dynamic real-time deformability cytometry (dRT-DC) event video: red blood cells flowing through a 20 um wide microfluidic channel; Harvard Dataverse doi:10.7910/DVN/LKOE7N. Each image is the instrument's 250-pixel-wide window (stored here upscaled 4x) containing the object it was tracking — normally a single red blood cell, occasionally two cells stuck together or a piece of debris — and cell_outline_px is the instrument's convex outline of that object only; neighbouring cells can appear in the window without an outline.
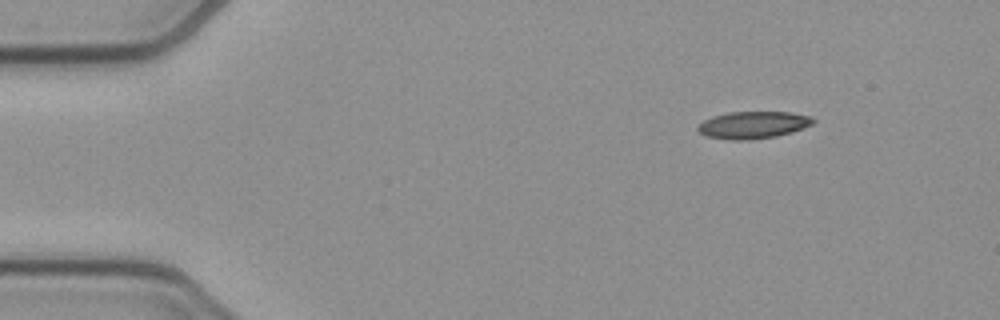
{"species": "common noctule bat (a hibernating species)", "species_latin": "Nyctalus noctula", "temperature_condition": "cold", "stored_images_in_passage": 47, "camera_frame_rate_fps": 3000, "um_per_image_px": 0.085, "animal": {"sex": "female", "body_mass_g": 21.9}, "frame": {"image": 1, "passage_image": 1, "time_ms": 0.0, "image_size_px": [1000, 320], "cell_outline_px": [[816, 120], [812, 124], [804, 128], [792, 132], [776, 136], [748, 140], [732, 140], [708, 136], [700, 132], [696, 128], [704, 120], [712, 116], [728, 112], [792, 112], [812, 116]], "centroid_in_image_um": [64.05, 10.61], "position_along_channel_um": 20.9, "area_um2": 18.26}}
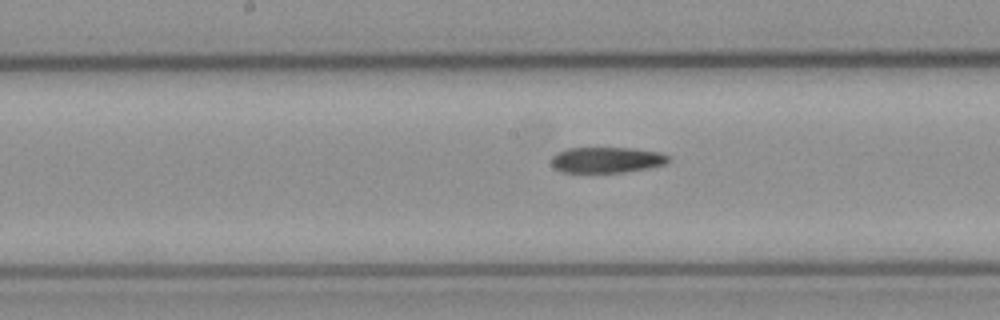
{"frame": {"image": 2, "passage_image": 21, "time_ms": 6.667, "image_size_px": [1000, 320], "cell_outline_px": [[668, 164], [648, 168], [624, 172], [560, 172], [552, 164], [552, 156], [568, 148], [632, 148], [660, 152], [668, 156]], "centroid_in_image_um": [51.6, 13.59], "position_along_channel_um": 196.6, "area_um2": 17.46}}
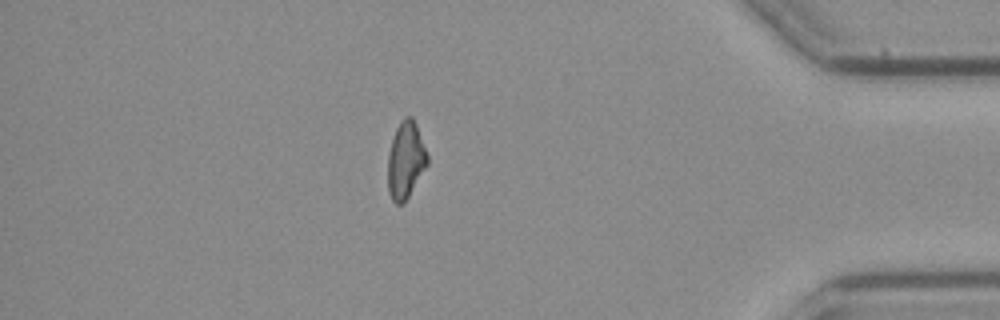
{"frame": {"image": 3, "passage_image": 40, "time_ms": 13.0, "image_size_px": [1000, 320], "cell_outline_px": [[428, 164], [404, 204], [396, 204], [392, 200], [388, 192], [388, 156], [392, 140], [396, 128], [400, 120], [404, 116], [412, 116], [416, 124], [428, 156]], "centroid_in_image_um": [34.48, 13.62], "position_along_channel_um": 400.7, "area_um2": 17.74}, "authors_computed_cell_mechanics": {"area_um2": 18.496, "velocity_mm_per_s": 3.8709, "shape_relaxation_time_tau1_ms": 8.0979, "shape_relaxation_time_tau2_ms": null, "deformation_change_tau1": 0.1734, "deformation_change_tau2": null}}